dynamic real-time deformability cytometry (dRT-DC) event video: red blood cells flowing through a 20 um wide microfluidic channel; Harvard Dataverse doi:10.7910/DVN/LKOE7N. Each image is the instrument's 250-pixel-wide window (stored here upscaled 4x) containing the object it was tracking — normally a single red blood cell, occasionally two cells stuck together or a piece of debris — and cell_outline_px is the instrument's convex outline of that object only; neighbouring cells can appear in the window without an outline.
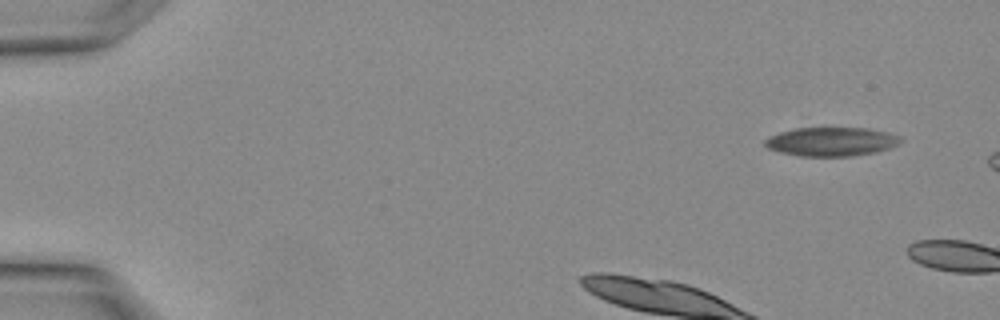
{"species": "Egyptian fruit bat (a non-hibernating species)", "species_latin": "Rousettus aegyptiacus", "temperature_condition": "warm", "stored_images_in_passage": 3, "segment_of_instrument_passage": [2, 2], "camera_frame_rate_fps": 3000, "um_per_image_px": 0.085, "animal": {"sex": "female"}, "frame": {"image": 1, "passage_image": 3, "time_ms": 0.667, "image_size_px": [1000, 320], "cell_outline_px": [[904, 140], [892, 148], [876, 152], [852, 156], [800, 156], [780, 152], [768, 148], [764, 144], [764, 140], [780, 132], [796, 128], [868, 128], [888, 132], [900, 136]], "centroid_in_image_um": [70.72, 12.04], "position_along_channel_um": 14.3, "area_um2": 22.89}}